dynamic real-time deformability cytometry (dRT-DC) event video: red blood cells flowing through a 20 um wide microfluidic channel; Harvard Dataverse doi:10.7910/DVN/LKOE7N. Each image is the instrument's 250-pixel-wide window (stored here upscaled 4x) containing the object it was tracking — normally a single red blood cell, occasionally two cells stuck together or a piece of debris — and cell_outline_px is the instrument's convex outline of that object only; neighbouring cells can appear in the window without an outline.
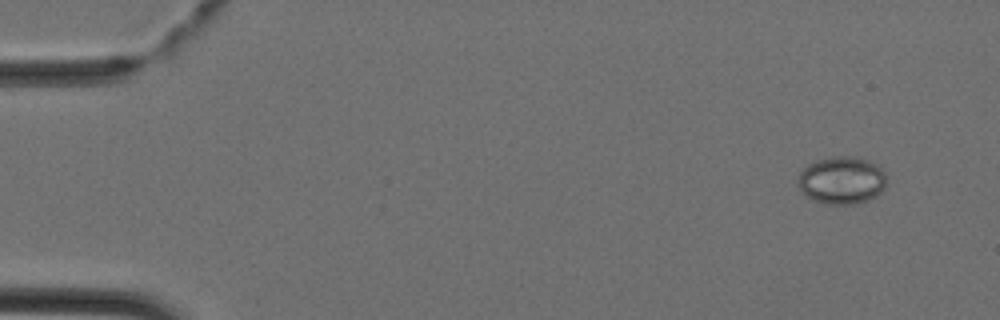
{"species": "Egyptian fruit bat (a non-hibernating species)", "species_latin": "Rousettus aegyptiacus", "temperature_condition": "cold", "stored_images_in_passage": 5, "camera_frame_rate_fps": 3000, "um_per_image_px": 0.085, "animal": {"sex": "female"}, "frame": {"image": 1, "passage_image": 1, "time_ms": 0.0, "image_size_px": [1000, 320], "cell_outline_px": [[884, 188], [876, 196], [868, 200], [856, 204], [824, 204], [812, 200], [804, 196], [796, 180], [800, 172], [808, 164], [816, 160], [832, 156], [856, 156], [868, 160], [876, 164], [884, 172]], "centroid_in_image_um": [71.5, 15.33], "position_along_channel_um": 13.5, "area_um2": 24.8}}